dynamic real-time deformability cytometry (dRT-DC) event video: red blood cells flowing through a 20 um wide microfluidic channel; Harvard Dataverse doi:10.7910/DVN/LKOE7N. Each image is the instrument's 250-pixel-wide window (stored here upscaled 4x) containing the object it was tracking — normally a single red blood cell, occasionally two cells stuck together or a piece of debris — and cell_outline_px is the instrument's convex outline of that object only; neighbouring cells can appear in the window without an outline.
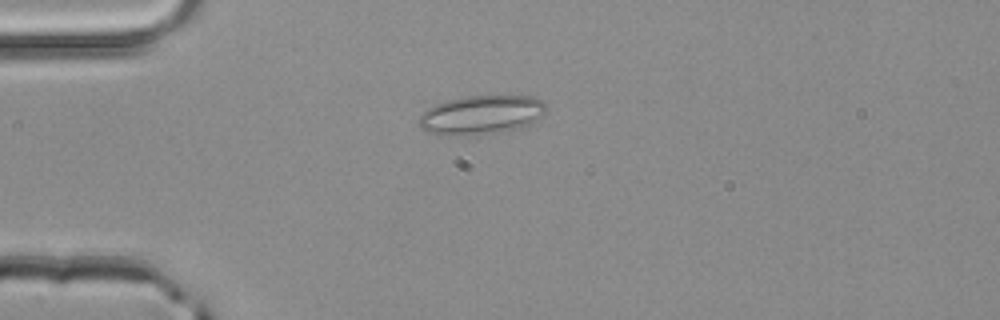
{"species": "common noctule bat (a hibernating species)", "species_latin": "Nyctalus noctula", "temperature_condition": "room temperature", "stored_images_in_passage": 3, "camera_frame_rate_fps": 3000, "um_per_image_px": 0.085, "animal": {"sex": "male", "body_mass_g": 20.4}, "frame": {"image": 1, "passage_image": 3, "time_ms": 0.667, "image_size_px": [1000, 320], "cell_outline_px": [[544, 112], [540, 116], [528, 124], [520, 128], [504, 132], [464, 136], [448, 136], [428, 132], [420, 128], [420, 116], [432, 104], [448, 100], [468, 96], [532, 96], [544, 100]], "centroid_in_image_um": [40.88, 9.78], "position_along_channel_um": 44.1, "area_um2": 28.96}}